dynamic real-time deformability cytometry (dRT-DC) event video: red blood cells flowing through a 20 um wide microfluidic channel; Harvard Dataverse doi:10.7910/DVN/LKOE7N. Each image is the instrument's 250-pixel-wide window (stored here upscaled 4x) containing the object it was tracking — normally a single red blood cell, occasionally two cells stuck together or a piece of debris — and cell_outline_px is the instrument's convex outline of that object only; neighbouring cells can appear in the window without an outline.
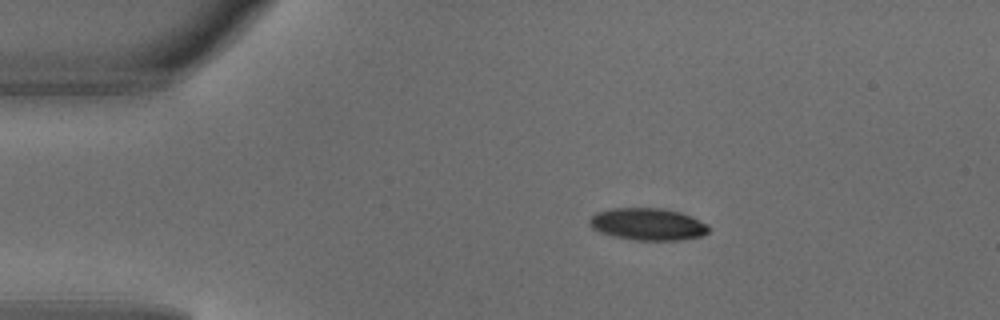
{"species": "common noctule bat (a hibernating species)", "species_latin": "Nyctalus noctula", "temperature_condition": "warm", "stored_images_in_passage": 5, "camera_frame_rate_fps": 3000, "um_per_image_px": 0.085, "animal": {"sex": "male", "body_mass_g": 18.8}, "frame": {"image": 1, "passage_image": 1, "time_ms": 0.0, "image_size_px": [1000, 320], "cell_outline_px": [[708, 232], [700, 236], [680, 240], [636, 240], [616, 236], [600, 232], [592, 228], [588, 224], [588, 220], [596, 212], [612, 208], [660, 208], [680, 212], [708, 224]], "centroid_in_image_um": [55.03, 19.05], "position_along_channel_um": 30.0, "area_um2": 22.14}}
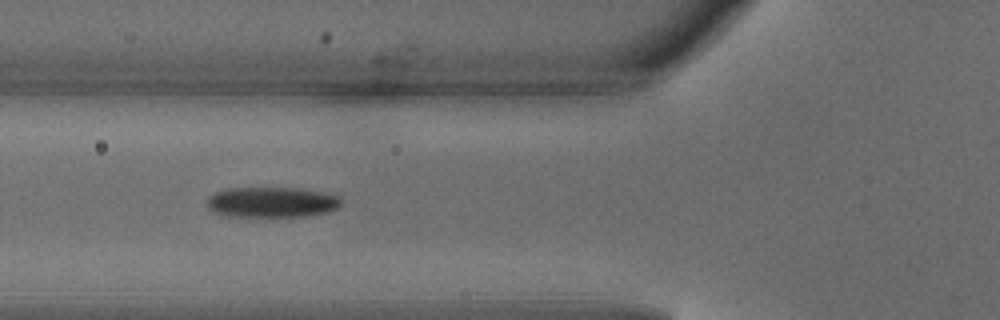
{"frame": {"image": 2, "passage_image": 3, "time_ms": 0.667, "image_size_px": [1000, 320], "cell_outline_px": [[340, 204], [336, 208], [328, 212], [300, 216], [232, 216], [212, 212], [208, 208], [208, 196], [212, 192], [224, 188], [300, 188], [340, 196]], "centroid_in_image_um": [23.04, 17.17], "position_along_channel_um": 102.8, "area_um2": 23.7}}
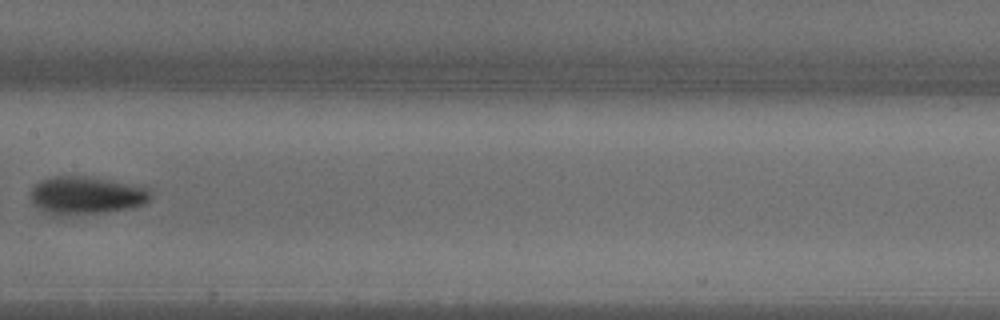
{"frame": {"image": 3, "passage_image": 5, "time_ms": 1.333, "image_size_px": [1000, 320], "cell_outline_px": [[152, 196], [144, 204], [132, 208], [104, 212], [64, 216], [52, 216], [40, 212], [32, 204], [32, 188], [40, 180], [52, 176], [84, 176], [112, 180], [148, 188]], "centroid_in_image_um": [7.27, 16.63], "position_along_channel_um": 200.1, "area_um2": 26.88}}